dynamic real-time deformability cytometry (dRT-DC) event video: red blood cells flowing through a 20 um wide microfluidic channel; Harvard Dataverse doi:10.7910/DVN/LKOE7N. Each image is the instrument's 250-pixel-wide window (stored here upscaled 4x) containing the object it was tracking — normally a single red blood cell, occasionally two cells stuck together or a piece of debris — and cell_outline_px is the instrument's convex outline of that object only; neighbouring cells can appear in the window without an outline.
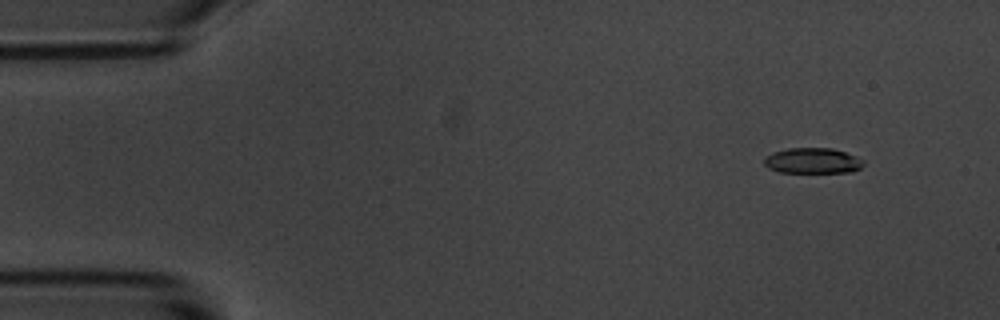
{"species": "common noctule bat (a hibernating species)", "species_latin": "Nyctalus noctula", "temperature_condition": "room temperature", "stored_images_in_passage": 10, "camera_frame_rate_fps": 3000, "um_per_image_px": 0.085, "animal": {"sex": "male", "body_mass_g": 20.1, "forearm_length_mm": 53.5}, "frame": {"image": 1, "passage_image": 2, "time_ms": 1.333, "image_size_px": [1000, 320], "cell_outline_px": [[864, 164], [860, 168], [852, 172], [780, 172], [768, 168], [764, 164], [764, 156], [772, 152], [788, 148], [832, 148], [856, 156], [864, 160]], "centroid_in_image_um": [69.06, 13.66], "position_along_channel_um": 15.9, "area_um2": 14.85}}
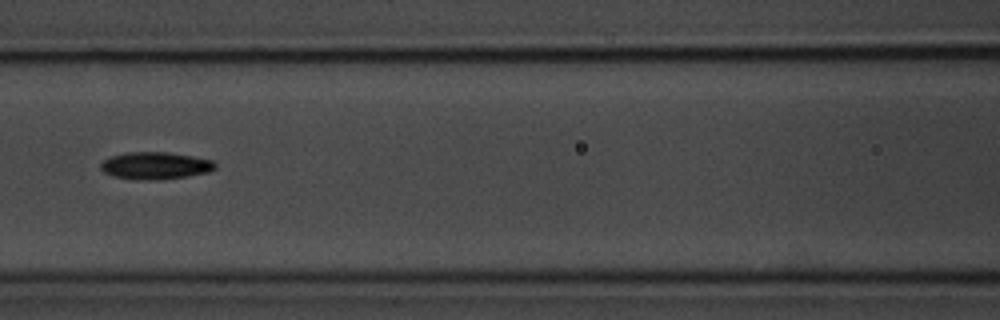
{"frame": {"image": 2, "passage_image": 8, "time_ms": 8.0, "image_size_px": [1000, 320], "cell_outline_px": [[216, 168], [208, 172], [188, 176], [156, 180], [116, 176], [104, 172], [100, 168], [100, 164], [104, 160], [112, 156], [128, 152], [168, 152], [192, 156], [212, 160], [216, 164]], "centroid_in_image_um": [13.24, 14.06], "position_along_channel_um": 153.4, "area_um2": 17.8}}
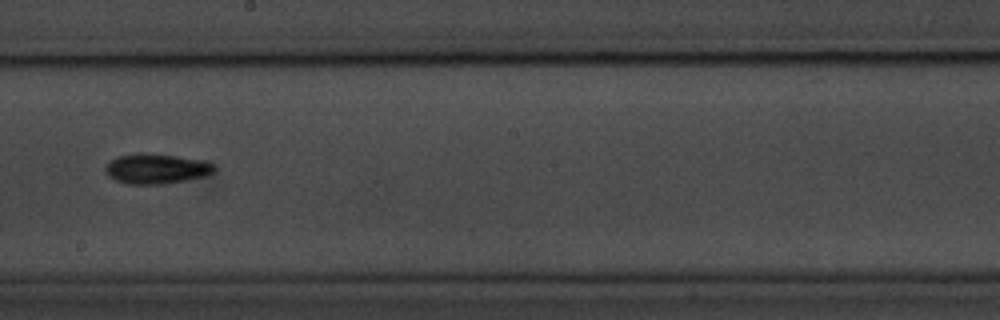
{"frame": {"image": 3, "passage_image": 10, "time_ms": 10.333, "image_size_px": [1000, 320], "cell_outline_px": [[216, 168], [212, 172], [204, 176], [184, 180], [160, 184], [128, 184], [116, 180], [108, 176], [104, 168], [116, 156], [144, 152], [208, 160]], "centroid_in_image_um": [13.28, 14.32], "position_along_channel_um": 234.9, "area_um2": 19.02}}